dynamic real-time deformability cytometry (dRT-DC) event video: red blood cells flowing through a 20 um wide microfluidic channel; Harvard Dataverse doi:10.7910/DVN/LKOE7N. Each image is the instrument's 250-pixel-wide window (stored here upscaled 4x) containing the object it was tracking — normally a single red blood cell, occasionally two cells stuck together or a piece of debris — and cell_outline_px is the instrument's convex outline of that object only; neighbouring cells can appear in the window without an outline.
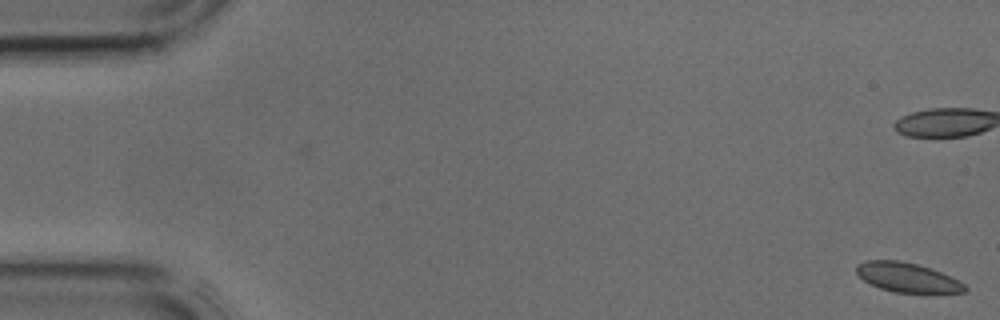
{"species": "common noctule bat (a hibernating species)", "species_latin": "Nyctalus noctula", "temperature_condition": "cold", "stored_images_in_passage": 2, "camera_frame_rate_fps": 3000, "um_per_image_px": 0.085, "animal": {"sex": "male", "body_mass_g": 17.9, "forearm_length_mm": 54.2}, "frame": {"image": 1, "passage_image": 2, "time_ms": 0.333, "image_size_px": [1000, 320], "cell_outline_px": [[968, 288], [964, 292], [896, 292], [880, 288], [864, 280], [856, 272], [856, 264], [864, 260], [900, 260], [932, 268], [964, 284]], "centroid_in_image_um": [77.07, 23.56], "position_along_channel_um": 7.9, "area_um2": 18.26}}